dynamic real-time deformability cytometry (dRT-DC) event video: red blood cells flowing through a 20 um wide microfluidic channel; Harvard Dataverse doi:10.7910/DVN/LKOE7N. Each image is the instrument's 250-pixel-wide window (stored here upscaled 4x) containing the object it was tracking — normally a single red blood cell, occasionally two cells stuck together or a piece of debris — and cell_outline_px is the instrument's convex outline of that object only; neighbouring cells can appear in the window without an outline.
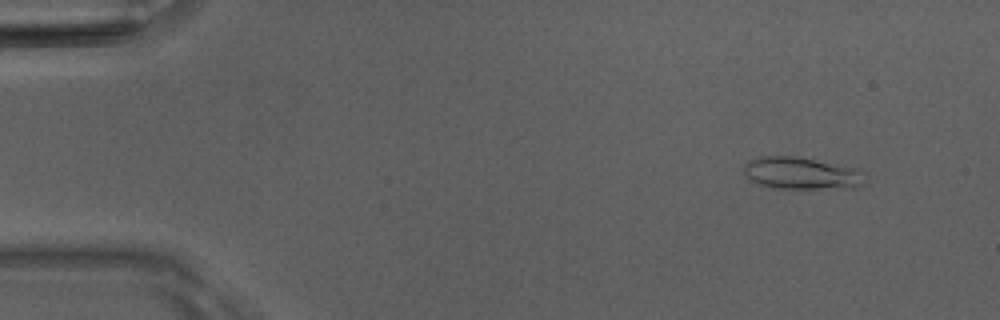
{"species": "Egyptian fruit bat (a non-hibernating species)", "species_latin": "Rousettus aegyptiacus", "temperature_condition": "room temperature", "stored_images_in_passage": 49, "camera_frame_rate_fps": 3000, "um_per_image_px": 0.085, "animal": {"sex": "male"}, "frame": {"image": 1, "passage_image": 5, "time_ms": 1.333, "image_size_px": [1000, 320], "cell_outline_px": [[868, 176], [864, 184], [856, 188], [776, 188], [760, 184], [752, 180], [744, 172], [744, 164], [752, 160], [764, 156], [792, 156], [836, 164], [856, 168], [868, 172]], "centroid_in_image_um": [68.24, 14.74], "position_along_channel_um": 16.8, "area_um2": 22.6}}
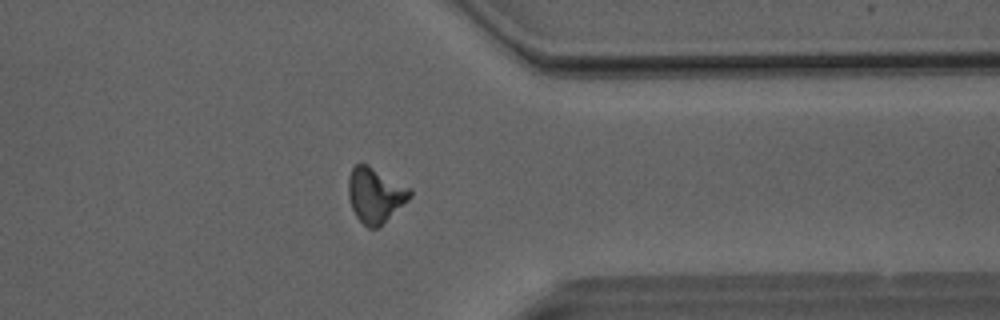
{"frame": {"image": 2, "passage_image": 40, "time_ms": 13.0, "image_size_px": [1000, 320], "cell_outline_px": [[412, 196], [408, 200], [376, 228], [368, 228], [356, 216], [352, 208], [348, 196], [348, 180], [352, 168], [356, 164], [368, 164], [408, 188], [412, 192]], "centroid_in_image_um": [31.86, 16.57], "position_along_channel_um": 379.5, "area_um2": 19.19}}
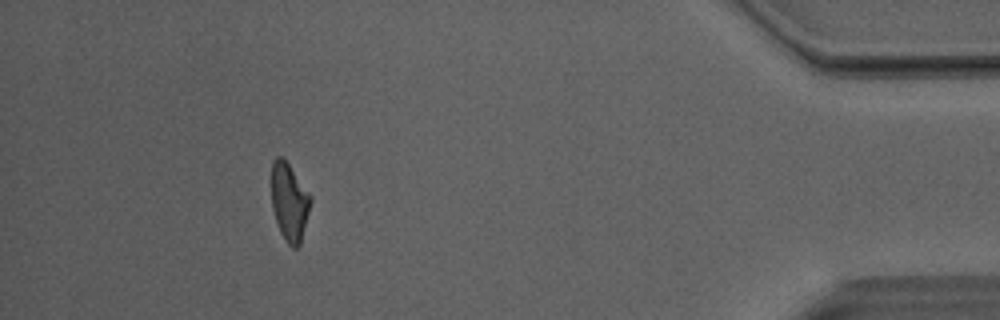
{"frame": {"image": 3, "passage_image": 46, "time_ms": 15.0, "image_size_px": [1000, 320], "cell_outline_px": [[312, 200], [300, 244], [296, 248], [292, 248], [284, 240], [280, 232], [272, 208], [272, 160], [276, 156], [280, 156], [288, 164], [312, 196]], "centroid_in_image_um": [24.6, 17.18], "position_along_channel_um": 410.6, "area_um2": 17.63}, "authors_computed_cell_mechanics": {"area_um2": 19.1318, "velocity_mm_per_s": 4.099, "shape_relaxation_time_tau1_ms": null, "shape_relaxation_time_tau2_ms": 3.1698, "deformation_change_tau1": null, "deformation_change_tau2": 0.1228}}